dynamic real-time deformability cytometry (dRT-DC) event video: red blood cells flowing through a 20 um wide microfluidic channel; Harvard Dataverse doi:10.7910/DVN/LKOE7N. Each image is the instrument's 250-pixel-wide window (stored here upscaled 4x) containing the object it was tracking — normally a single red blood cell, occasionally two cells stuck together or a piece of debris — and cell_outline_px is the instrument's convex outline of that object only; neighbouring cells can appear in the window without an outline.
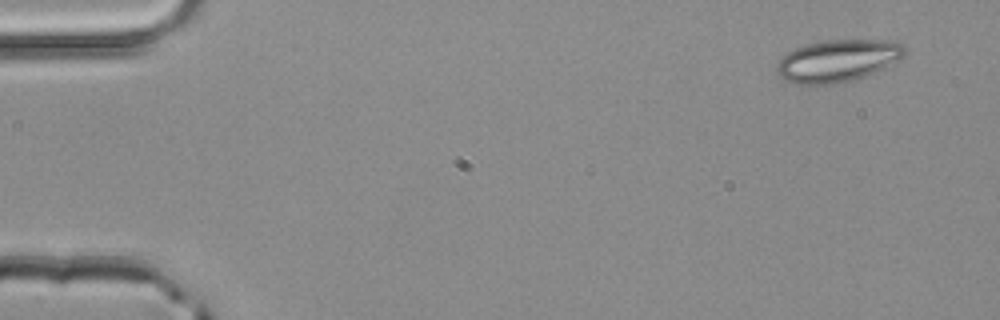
{"species": "common noctule bat (a hibernating species)", "species_latin": "Nyctalus noctula", "temperature_condition": "room temperature", "stored_images_in_passage": 4, "segment_of_instrument_passage": [2, 2], "camera_frame_rate_fps": 3000, "um_per_image_px": 0.085, "animal": {"sex": "male", "body_mass_g": 20.4}, "frame": {"image": 1, "passage_image": 4, "time_ms": 1.0, "image_size_px": [1000, 320], "cell_outline_px": [[908, 48], [904, 56], [864, 76], [852, 80], [832, 84], [792, 84], [784, 80], [776, 72], [776, 64], [788, 52], [796, 48], [808, 44], [828, 40], [896, 40], [904, 44]], "centroid_in_image_um": [71.2, 5.15], "position_along_channel_um": 13.8, "area_um2": 31.21}}